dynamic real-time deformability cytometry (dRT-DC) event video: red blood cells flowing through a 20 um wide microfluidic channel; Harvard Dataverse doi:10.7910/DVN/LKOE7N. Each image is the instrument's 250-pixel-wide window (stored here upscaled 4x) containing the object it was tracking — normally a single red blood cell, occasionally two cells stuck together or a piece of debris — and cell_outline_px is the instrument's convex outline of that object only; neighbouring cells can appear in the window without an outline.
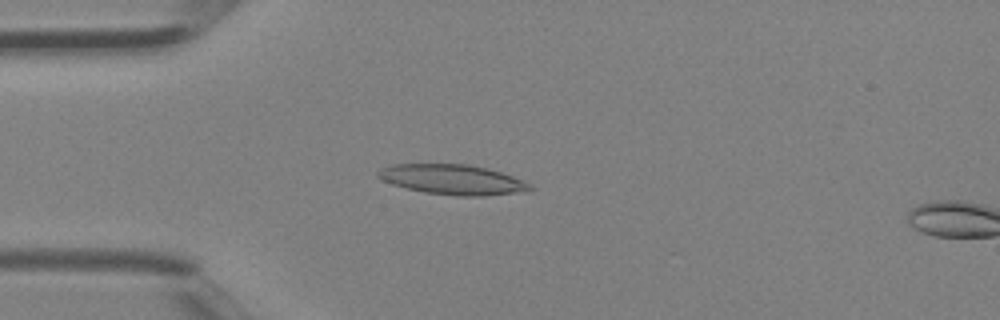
{"species": "Egyptian fruit bat (a non-hibernating species)", "species_latin": "Rousettus aegyptiacus", "temperature_condition": "room temperature", "stored_images_in_passage": 3, "camera_frame_rate_fps": 3000, "um_per_image_px": 0.085, "animal": {"sex": "female"}, "frame": {"image": 1, "passage_image": 1, "time_ms": 0.0, "image_size_px": [1000, 320], "cell_outline_px": [[536, 188], [528, 192], [484, 196], [456, 196], [424, 192], [392, 184], [380, 180], [376, 176], [376, 172], [380, 168], [392, 164], [468, 164], [488, 168], [512, 176], [532, 184]], "centroid_in_image_um": [38.5, 15.27], "position_along_channel_um": 46.5, "area_um2": 26.99}}